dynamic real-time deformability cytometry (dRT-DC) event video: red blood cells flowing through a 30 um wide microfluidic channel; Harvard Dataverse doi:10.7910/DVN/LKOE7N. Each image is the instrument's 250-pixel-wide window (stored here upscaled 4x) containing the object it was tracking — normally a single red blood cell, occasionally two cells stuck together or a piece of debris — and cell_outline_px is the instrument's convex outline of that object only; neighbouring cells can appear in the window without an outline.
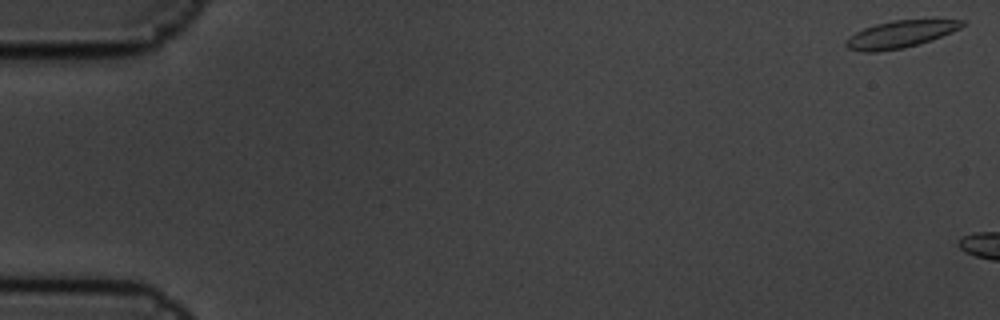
{"species": "common noctule bat (a hibernating species)", "species_latin": "Nyctalus noctula", "temperature_condition": "cold", "stored_images_in_passage": 3, "camera_frame_rate_fps": 3000, "um_per_image_px": 0.085, "animal": {"sex": "male", "body_mass_g": 19.5, "forearm_length_mm": 54.6}, "frame": {"image": 1, "passage_image": 1, "time_ms": 0.0, "image_size_px": [1000, 320], "cell_outline_px": [[968, 24], [952, 32], [932, 40], [900, 48], [876, 52], [864, 52], [848, 48], [844, 44], [844, 40], [848, 36], [864, 28], [876, 24], [892, 20], [964, 20]], "centroid_in_image_um": [76.5, 2.91], "position_along_channel_um": 8.5, "area_um2": 18.26}}